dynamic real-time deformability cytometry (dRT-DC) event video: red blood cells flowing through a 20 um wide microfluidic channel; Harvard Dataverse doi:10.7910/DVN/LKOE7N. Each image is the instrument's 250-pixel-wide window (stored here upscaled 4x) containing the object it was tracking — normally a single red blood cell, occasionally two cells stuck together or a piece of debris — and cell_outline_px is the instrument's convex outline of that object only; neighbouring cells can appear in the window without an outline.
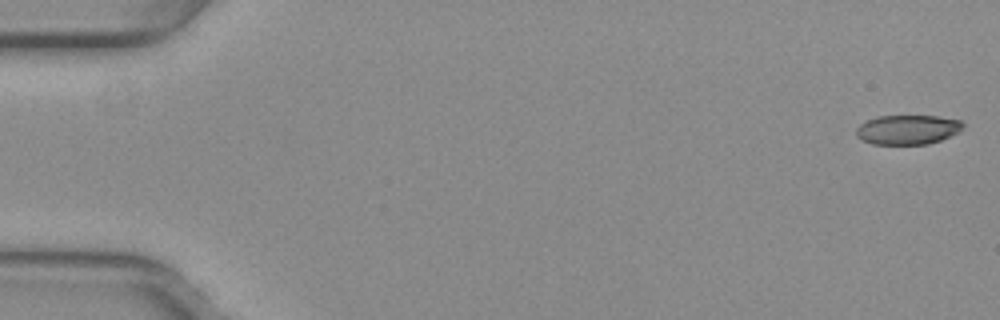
{"species": "common noctule bat (a hibernating species)", "species_latin": "Nyctalus noctula", "temperature_condition": "warm", "stored_images_in_passage": 52, "camera_frame_rate_fps": 3000, "um_per_image_px": 0.085, "animal": {"sex": "female", "body_mass_g": 29.2, "forearm_length_mm": 56.3}, "frame": {"image": 1, "passage_image": 1, "time_ms": 0.0, "image_size_px": [1000, 320], "cell_outline_px": [[964, 128], [960, 132], [940, 140], [928, 144], [872, 144], [856, 136], [856, 128], [860, 124], [876, 116], [940, 116], [960, 120], [964, 124]], "centroid_in_image_um": [77.18, 11.01], "position_along_channel_um": 7.8, "area_um2": 18.44}}
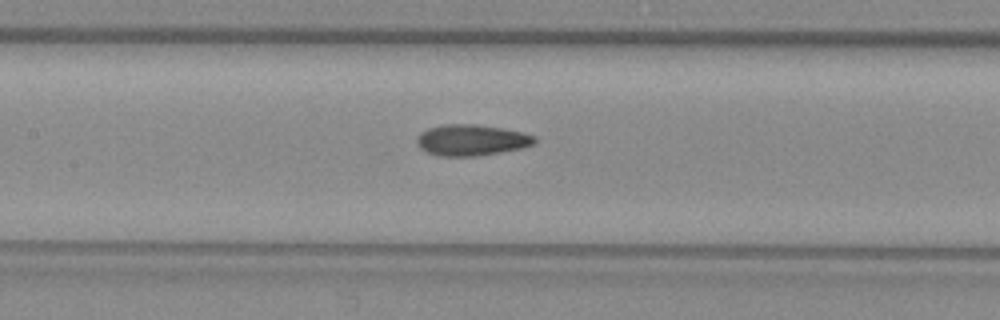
{"frame": {"image": 2, "passage_image": 25, "time_ms": 8.0, "image_size_px": [1000, 320], "cell_outline_px": [[536, 140], [532, 144], [520, 148], [476, 156], [440, 156], [428, 152], [420, 148], [416, 144], [416, 136], [420, 132], [428, 128], [444, 124], [476, 124], [524, 132], [536, 136]], "centroid_in_image_um": [40.03, 11.9], "position_along_channel_um": 167.4, "area_um2": 21.27}}
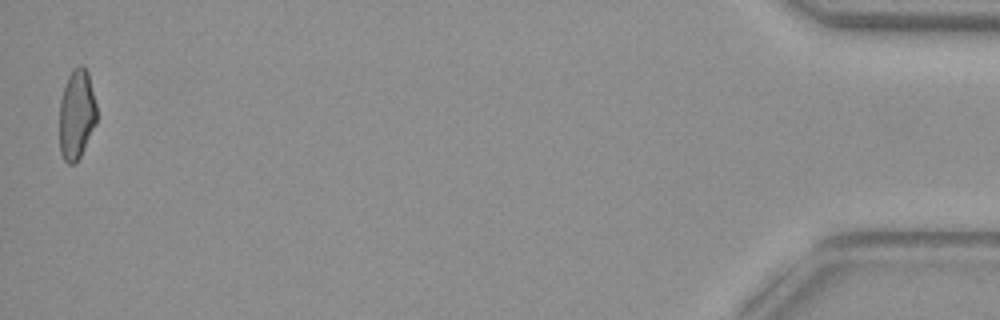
{"frame": {"image": 3, "passage_image": 52, "time_ms": 17.0, "image_size_px": [1000, 320], "cell_outline_px": [[96, 124], [80, 156], [72, 164], [68, 164], [64, 160], [60, 152], [60, 100], [68, 76], [80, 64], [88, 72], [96, 104]], "centroid_in_image_um": [6.51, 9.74], "position_along_channel_um": 428.7, "area_um2": 19.19}, "authors_computed_cell_mechanics": {"area_um2": 20.3745, "velocity_mm_per_s": 3.9854, "shape_relaxation_time_tau1_ms": null, "shape_relaxation_time_tau2_ms": 1.8518, "deformation_change_tau1": null, "deformation_change_tau2": 0.086}}